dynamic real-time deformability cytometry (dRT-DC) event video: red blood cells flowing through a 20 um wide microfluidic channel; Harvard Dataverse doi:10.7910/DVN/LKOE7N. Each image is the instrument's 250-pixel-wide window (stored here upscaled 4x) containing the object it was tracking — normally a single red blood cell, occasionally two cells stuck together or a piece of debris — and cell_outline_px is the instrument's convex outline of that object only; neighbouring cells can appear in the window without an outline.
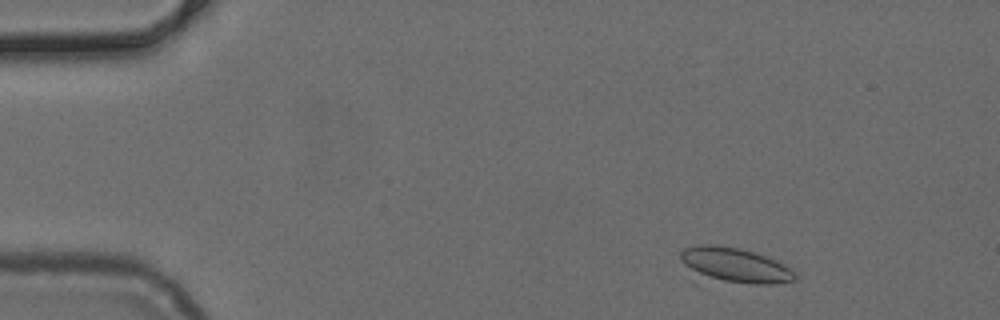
{"species": "common noctule bat (a hibernating species)", "species_latin": "Nyctalus noctula", "temperature_condition": "cold", "stored_images_in_passage": 50, "camera_frame_rate_fps": 3000, "um_per_image_px": 0.085, "animal": {"sex": "female", "body_mass_g": 24.6, "forearm_length_mm": 56.2}, "frame": {"image": 1, "passage_image": 5, "time_ms": 1.333, "image_size_px": [1000, 320], "cell_outline_px": [[796, 280], [776, 284], [752, 284], [724, 280], [700, 276], [684, 264], [680, 260], [680, 252], [684, 248], [700, 244], [712, 244], [740, 248], [764, 256], [784, 264], [796, 272]], "centroid_in_image_um": [62.49, 22.53], "position_along_channel_um": 22.5, "area_um2": 22.95}}
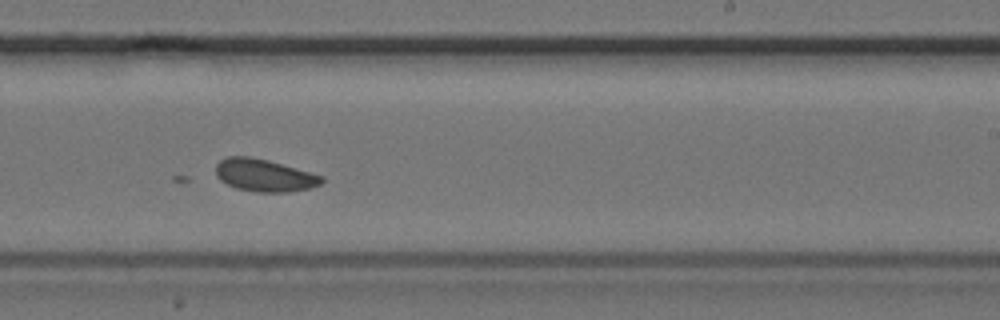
{"frame": {"image": 2, "passage_image": 30, "time_ms": 9.667, "image_size_px": [1000, 320], "cell_outline_px": [[324, 180], [320, 184], [312, 188], [288, 192], [256, 192], [236, 188], [220, 180], [216, 176], [216, 164], [220, 160], [228, 156], [248, 156], [268, 160], [324, 176]], "centroid_in_image_um": [22.47, 14.9], "position_along_channel_um": 266.5, "area_um2": 20.06}}
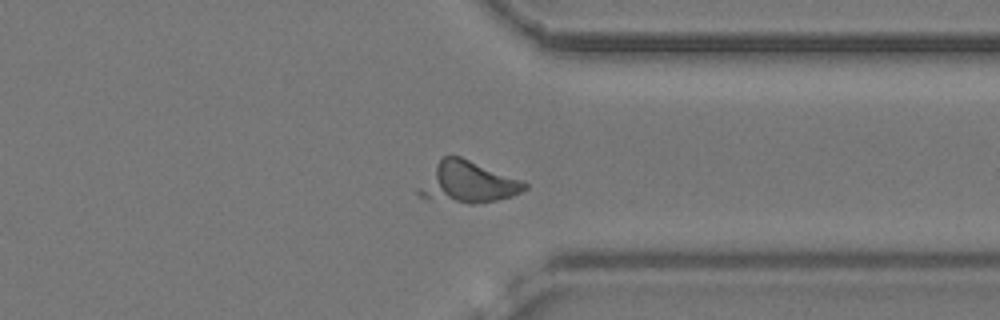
{"frame": {"image": 3, "passage_image": 38, "time_ms": 12.333, "image_size_px": [1000, 320], "cell_outline_px": [[528, 188], [512, 196], [496, 200], [472, 204], [468, 204], [420, 196], [416, 192], [416, 188], [436, 164], [444, 156], [460, 156], [524, 180], [528, 184]], "centroid_in_image_um": [39.8, 15.49], "position_along_channel_um": 371.6, "area_um2": 25.32}}